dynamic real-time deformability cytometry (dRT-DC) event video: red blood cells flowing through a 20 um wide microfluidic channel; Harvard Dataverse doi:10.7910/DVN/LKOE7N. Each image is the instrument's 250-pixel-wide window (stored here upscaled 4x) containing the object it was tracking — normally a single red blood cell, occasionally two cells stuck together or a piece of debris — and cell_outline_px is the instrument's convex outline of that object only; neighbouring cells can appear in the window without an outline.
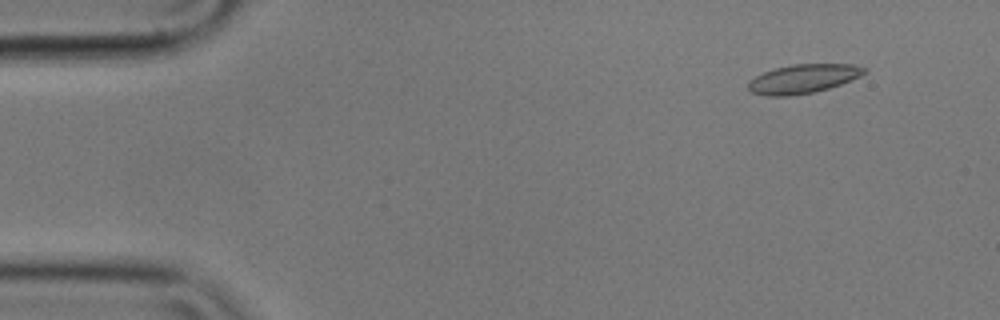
{"species": "common noctule bat (a hibernating species)", "species_latin": "Nyctalus noctula", "temperature_condition": "cold", "stored_images_in_passage": 56, "camera_frame_rate_fps": 3000, "um_per_image_px": 0.085, "animal": {"sex": "male", "body_mass_g": 17.9}, "frame": {"image": 1, "passage_image": 5, "time_ms": 1.333, "image_size_px": [1000, 320], "cell_outline_px": [[868, 72], [860, 76], [840, 84], [828, 88], [812, 92], [788, 96], [768, 96], [752, 92], [748, 88], [748, 84], [756, 76], [764, 72], [776, 68], [792, 64], [852, 64], [868, 68]], "centroid_in_image_um": [68.31, 6.68], "position_along_channel_um": 16.7, "area_um2": 19.36}}
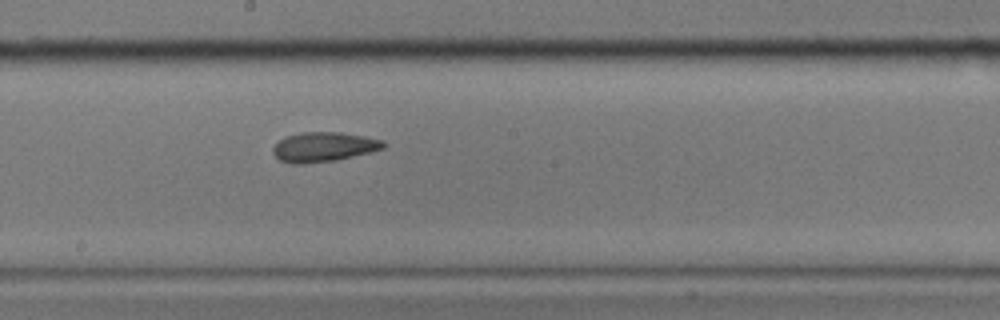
{"frame": {"image": 2, "passage_image": 30, "time_ms": 9.667, "image_size_px": [1000, 320], "cell_outline_px": [[388, 144], [384, 148], [336, 160], [304, 164], [292, 164], [280, 160], [272, 152], [272, 148], [284, 136], [300, 132], [340, 132], [364, 136], [384, 140]], "centroid_in_image_um": [27.5, 12.48], "position_along_channel_um": 220.7, "area_um2": 19.13}}
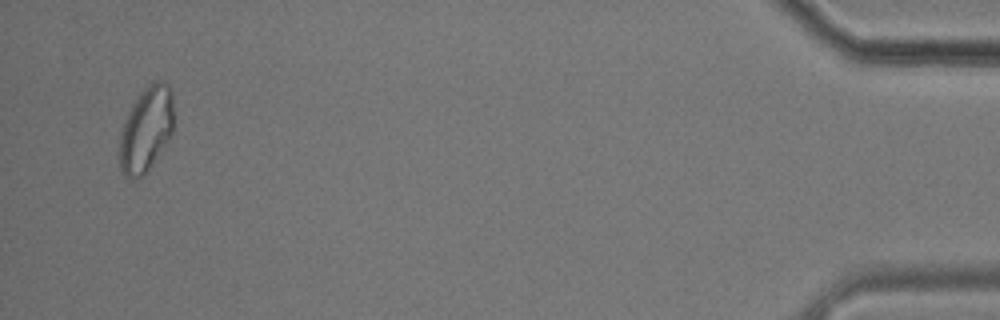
{"frame": {"image": 3, "passage_image": 54, "time_ms": 17.667, "image_size_px": [1000, 320], "cell_outline_px": [[172, 132], [168, 140], [152, 164], [136, 180], [132, 180], [124, 176], [120, 168], [116, 156], [120, 132], [128, 112], [140, 92], [148, 84], [156, 80], [164, 80], [172, 88]], "centroid_in_image_um": [12.37, 11.0], "position_along_channel_um": 422.8, "area_um2": 27.17}, "authors_computed_cell_mechanics": {"area_um2": 19.3052, "velocity_mm_per_s": 3.5455, "shape_relaxation_time_tau1_ms": 3.6442, "shape_relaxation_time_tau2_ms": 1.6191, "deformation_change_tau1": 0.1081, "deformation_change_tau2": 0.0817}}